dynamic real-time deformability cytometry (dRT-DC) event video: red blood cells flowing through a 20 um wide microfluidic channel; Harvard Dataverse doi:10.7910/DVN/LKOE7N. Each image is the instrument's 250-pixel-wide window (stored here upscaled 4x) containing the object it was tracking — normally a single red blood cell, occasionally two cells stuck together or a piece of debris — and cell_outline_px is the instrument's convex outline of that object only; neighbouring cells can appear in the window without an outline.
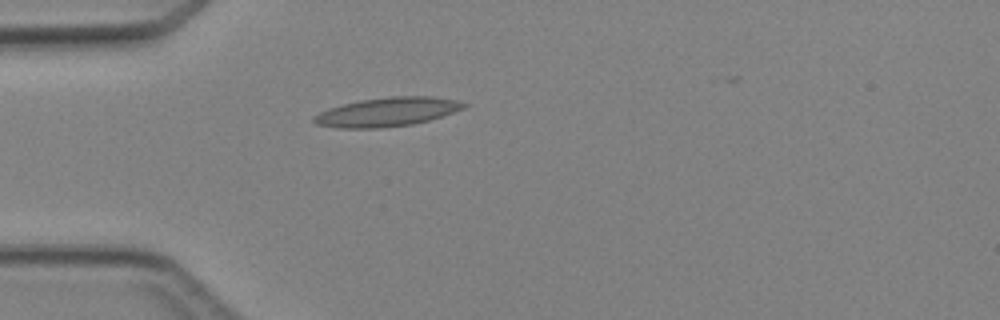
{"species": "Egyptian fruit bat (a non-hibernating species)", "species_latin": "Rousettus aegyptiacus", "temperature_condition": "cold", "stored_images_in_passage": 2, "camera_frame_rate_fps": 3000, "um_per_image_px": 0.085, "animal": {"sex": "female"}, "frame": {"image": 1, "passage_image": 1, "time_ms": 0.0, "image_size_px": [1000, 320], "cell_outline_px": [[468, 104], [464, 108], [428, 120], [412, 124], [380, 128], [340, 128], [316, 124], [312, 120], [312, 116], [328, 108], [360, 100], [392, 96], [432, 96], [456, 100]], "centroid_in_image_um": [32.88, 9.51], "position_along_channel_um": 52.1, "area_um2": 25.09}}